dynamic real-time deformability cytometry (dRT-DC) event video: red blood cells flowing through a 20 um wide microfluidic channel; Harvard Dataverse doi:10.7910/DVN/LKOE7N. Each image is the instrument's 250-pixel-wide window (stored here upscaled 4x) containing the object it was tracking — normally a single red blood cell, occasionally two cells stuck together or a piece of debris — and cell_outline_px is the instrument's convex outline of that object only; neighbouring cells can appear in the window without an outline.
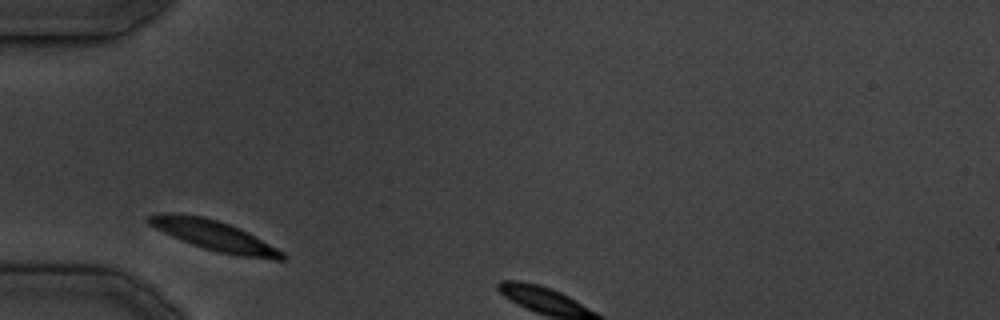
{"species": "common noctule bat (a hibernating species)", "species_latin": "Nyctalus noctula", "temperature_condition": "cold", "stored_images_in_passage": 3, "camera_frame_rate_fps": 3000, "um_per_image_px": 0.085, "animal": {"sex": "male", "body_mass_g": 19.5, "forearm_length_mm": 54.6}, "frame": {"image": 1, "passage_image": 1, "time_ms": 0.0, "image_size_px": [1000, 320], "cell_outline_px": [[288, 256], [284, 260], [276, 260], [240, 256], [220, 252], [204, 248], [180, 240], [148, 224], [144, 220], [148, 216], [164, 212], [172, 212], [204, 216], [240, 228], [248, 232], [284, 252]], "centroid_in_image_um": [18.2, 20.01], "position_along_channel_um": 66.8, "area_um2": 23.47}}